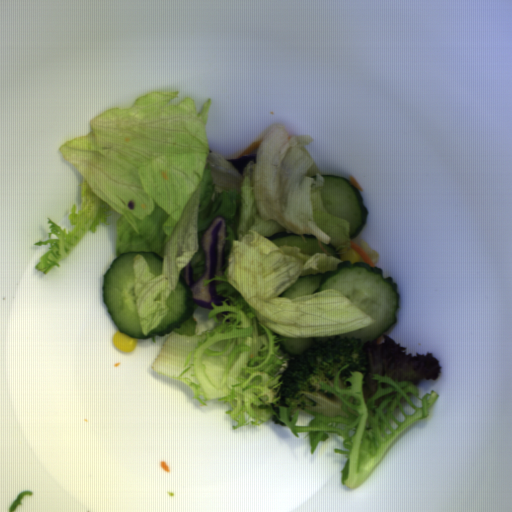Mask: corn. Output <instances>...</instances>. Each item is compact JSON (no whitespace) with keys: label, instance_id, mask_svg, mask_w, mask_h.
<instances>
[{"label":"corn","instance_id":"corn-1","mask_svg":"<svg viewBox=\"0 0 512 512\" xmlns=\"http://www.w3.org/2000/svg\"><path fill=\"white\" fill-rule=\"evenodd\" d=\"M114 346L124 353H131L136 348L137 337H130L119 329L112 336Z\"/></svg>","mask_w":512,"mask_h":512}]
</instances>
